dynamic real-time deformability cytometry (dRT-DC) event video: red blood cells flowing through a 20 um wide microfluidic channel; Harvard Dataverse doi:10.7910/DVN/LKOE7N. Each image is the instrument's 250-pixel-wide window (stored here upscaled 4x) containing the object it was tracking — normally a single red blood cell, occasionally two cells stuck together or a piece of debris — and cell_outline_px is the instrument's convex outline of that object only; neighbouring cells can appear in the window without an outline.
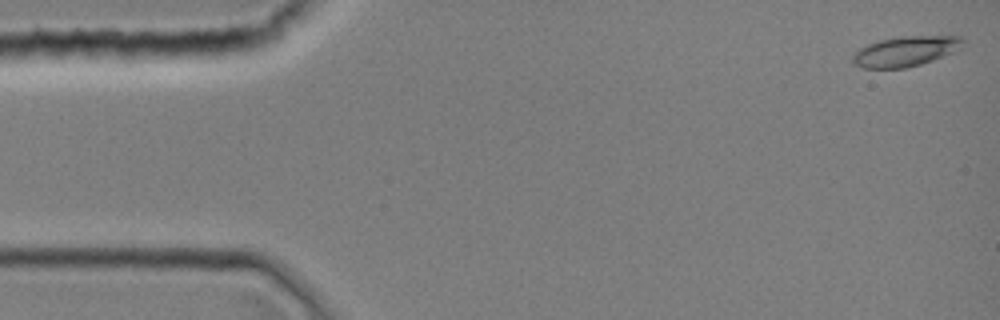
{"species": "common noctule bat (a hibernating species)", "species_latin": "Nyctalus noctula", "temperature_condition": "room temperature", "stored_images_in_passage": 7, "camera_frame_rate_fps": 3000, "um_per_image_px": 0.085, "animal": {"sex": "female", "body_mass_g": 19.0, "forearm_length_mm": 51.5}, "frame": {"image": 1, "passage_image": 1, "time_ms": 0.0, "image_size_px": [1000, 320], "cell_outline_px": [[964, 40], [956, 52], [920, 64], [904, 68], [860, 68], [852, 60], [852, 52], [868, 44], [880, 40], [904, 36], [960, 36]], "centroid_in_image_um": [76.94, 4.36], "position_along_channel_um": 8.1, "area_um2": 19.25}}